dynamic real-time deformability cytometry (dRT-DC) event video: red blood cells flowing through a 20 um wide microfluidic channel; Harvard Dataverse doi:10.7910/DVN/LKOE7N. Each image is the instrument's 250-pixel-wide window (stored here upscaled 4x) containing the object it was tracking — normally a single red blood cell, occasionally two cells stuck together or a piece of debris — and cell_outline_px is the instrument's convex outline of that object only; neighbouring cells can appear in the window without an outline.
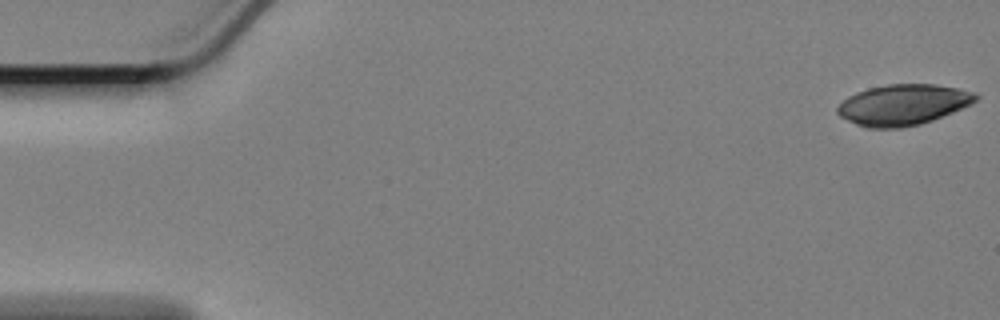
{"species": "Egyptian fruit bat (a non-hibernating species)", "species_latin": "Rousettus aegyptiacus", "temperature_condition": "cold", "stored_images_in_passage": 59, "camera_frame_rate_fps": 3000, "um_per_image_px": 0.085, "animal": {"sex": "female"}, "frame": {"image": 1, "passage_image": 1, "time_ms": 0.0, "image_size_px": [1000, 320], "cell_outline_px": [[980, 96], [972, 104], [932, 120], [920, 124], [900, 128], [868, 128], [856, 124], [840, 116], [836, 112], [836, 108], [848, 96], [856, 92], [868, 88], [888, 84], [936, 84], [960, 88], [976, 92]], "centroid_in_image_um": [76.78, 8.89], "position_along_channel_um": 8.2, "area_um2": 32.95}}
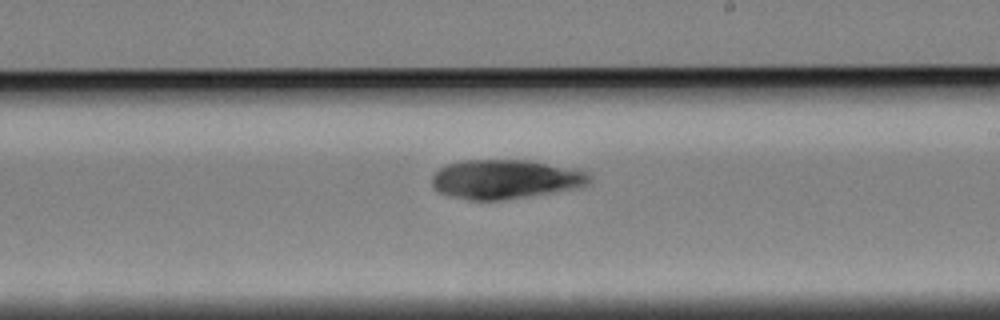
{"frame": {"image": 2, "passage_image": 34, "time_ms": 11.0, "image_size_px": [1000, 320], "cell_outline_px": [[592, 180], [588, 184], [576, 188], [552, 192], [500, 200], [468, 200], [452, 196], [440, 192], [432, 184], [432, 176], [440, 168], [448, 164], [464, 160], [528, 160], [576, 168], [588, 172], [592, 176]], "centroid_in_image_um": [43.0, 15.22], "position_along_channel_um": 246.0, "area_um2": 35.89}}
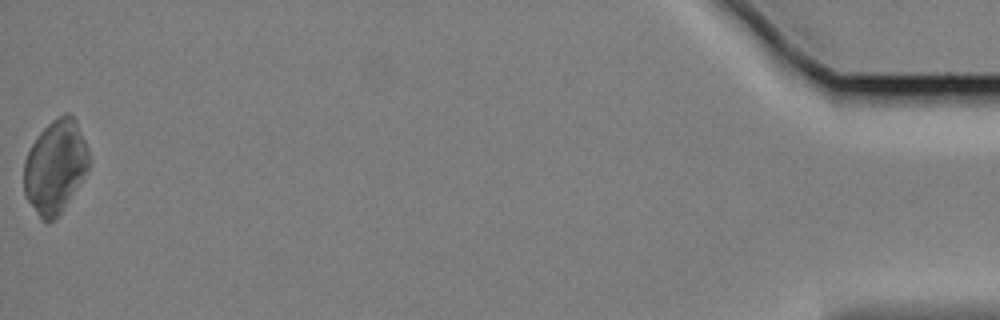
{"frame": {"image": 3, "passage_image": 59, "time_ms": 19.333, "image_size_px": [1000, 320], "cell_outline_px": [[88, 168], [68, 200], [60, 212], [48, 224], [40, 216], [24, 196], [24, 160], [32, 144], [40, 132], [56, 116], [64, 112], [68, 112], [76, 120], [88, 148]], "centroid_in_image_um": [4.68, 14.11], "position_along_channel_um": 430.5, "area_um2": 34.68}}